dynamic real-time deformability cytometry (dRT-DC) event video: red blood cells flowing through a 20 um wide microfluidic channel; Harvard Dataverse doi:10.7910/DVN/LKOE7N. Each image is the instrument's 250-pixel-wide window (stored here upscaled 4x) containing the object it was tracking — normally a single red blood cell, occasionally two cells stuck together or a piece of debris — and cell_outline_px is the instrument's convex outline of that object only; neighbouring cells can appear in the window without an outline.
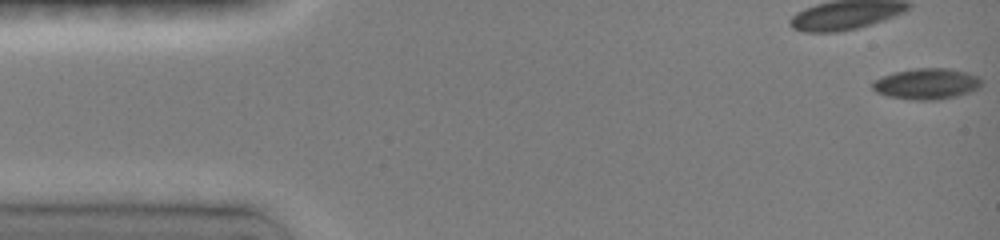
{"species": "common noctule bat (a hibernating species)", "species_latin": "Nyctalus noctula", "temperature_condition": "room temperature", "stored_images_in_passage": 11, "camera_frame_rate_fps": 3000, "um_per_image_px": 0.085, "animal": {"sex": "female", "body_mass_g": 19.0, "forearm_length_mm": 51.5}, "frame": {"image": 1, "passage_image": 1, "time_ms": 0.0, "image_size_px": [1000, 240], "cell_outline_px": [[984, 80], [980, 88], [956, 96], [936, 100], [912, 100], [888, 96], [876, 92], [872, 88], [872, 80], [880, 76], [896, 72], [916, 68], [948, 68], [968, 72], [980, 76]], "centroid_in_image_um": [78.79, 7.12], "position_along_channel_um": 6.2, "area_um2": 19.94}}
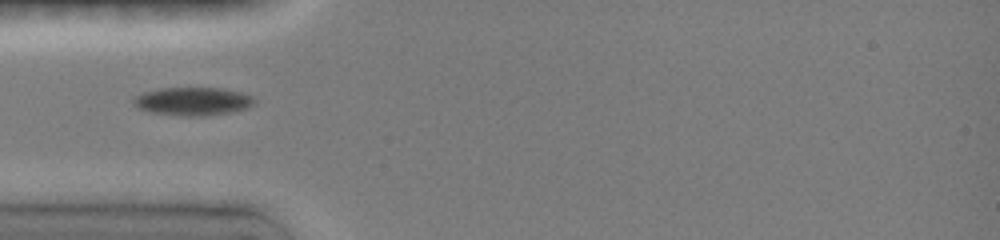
{"frame": {"image": 2, "passage_image": 10, "time_ms": 4.667, "image_size_px": [1000, 240], "cell_outline_px": [[256, 104], [248, 108], [232, 112], [208, 116], [180, 116], [148, 112], [140, 108], [132, 100], [136, 96], [144, 92], [160, 88], [220, 88], [240, 92], [256, 100]], "centroid_in_image_um": [16.41, 8.63], "position_along_channel_um": 68.6, "area_um2": 19.88}}